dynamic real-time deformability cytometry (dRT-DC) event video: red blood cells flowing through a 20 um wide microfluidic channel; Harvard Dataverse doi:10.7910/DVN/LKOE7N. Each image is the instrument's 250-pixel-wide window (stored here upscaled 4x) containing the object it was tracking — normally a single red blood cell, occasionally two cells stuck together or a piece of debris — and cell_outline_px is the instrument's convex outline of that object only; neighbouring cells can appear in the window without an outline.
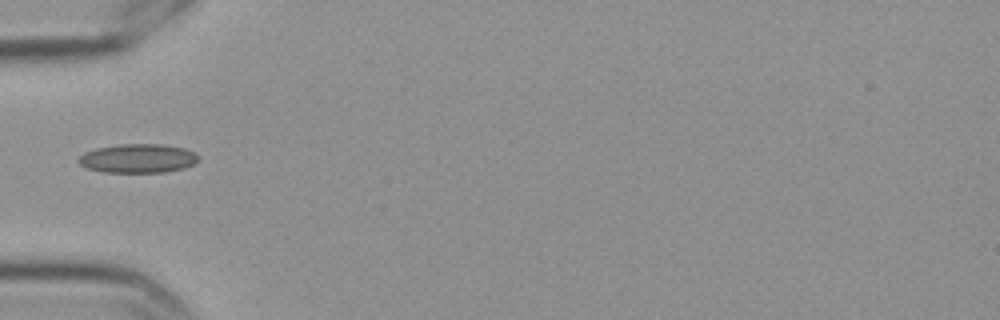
{"species": "Egyptian fruit bat (a non-hibernating species)", "species_latin": "Rousettus aegyptiacus", "temperature_condition": "cold", "stored_images_in_passage": 1, "camera_frame_rate_fps": 3000, "um_per_image_px": 0.085, "frame": {"image": 1, "passage_image": 1, "time_ms": 0.0, "image_size_px": [1000, 320], "cell_outline_px": [[200, 156], [192, 164], [184, 168], [164, 172], [100, 172], [88, 168], [80, 164], [76, 160], [84, 152], [96, 148], [120, 144], [164, 144], [184, 148], [196, 152]], "centroid_in_image_um": [11.71, 13.46], "position_along_channel_um": 73.3, "area_um2": 20.29}}